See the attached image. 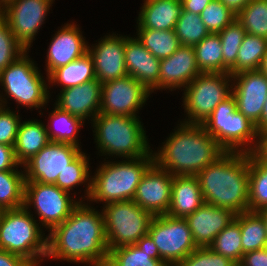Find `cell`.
<instances>
[{
  "instance_id": "4fadbf2b",
  "label": "cell",
  "mask_w": 267,
  "mask_h": 266,
  "mask_svg": "<svg viewBox=\"0 0 267 266\" xmlns=\"http://www.w3.org/2000/svg\"><path fill=\"white\" fill-rule=\"evenodd\" d=\"M54 0H12L0 9L17 42L28 51Z\"/></svg>"
},
{
  "instance_id": "4dcf8cb0",
  "label": "cell",
  "mask_w": 267,
  "mask_h": 266,
  "mask_svg": "<svg viewBox=\"0 0 267 266\" xmlns=\"http://www.w3.org/2000/svg\"><path fill=\"white\" fill-rule=\"evenodd\" d=\"M193 48L201 73H223V48L218 34L210 33Z\"/></svg>"
},
{
  "instance_id": "3957f363",
  "label": "cell",
  "mask_w": 267,
  "mask_h": 266,
  "mask_svg": "<svg viewBox=\"0 0 267 266\" xmlns=\"http://www.w3.org/2000/svg\"><path fill=\"white\" fill-rule=\"evenodd\" d=\"M164 143L153 153L154 163L173 176H196L225 152L198 124L181 122Z\"/></svg>"
},
{
  "instance_id": "f907efd6",
  "label": "cell",
  "mask_w": 267,
  "mask_h": 266,
  "mask_svg": "<svg viewBox=\"0 0 267 266\" xmlns=\"http://www.w3.org/2000/svg\"><path fill=\"white\" fill-rule=\"evenodd\" d=\"M227 8L237 15L251 0H220Z\"/></svg>"
},
{
  "instance_id": "44dd1931",
  "label": "cell",
  "mask_w": 267,
  "mask_h": 266,
  "mask_svg": "<svg viewBox=\"0 0 267 266\" xmlns=\"http://www.w3.org/2000/svg\"><path fill=\"white\" fill-rule=\"evenodd\" d=\"M199 74L193 46H180L169 57L160 59L159 89L185 88Z\"/></svg>"
},
{
  "instance_id": "603a6c76",
  "label": "cell",
  "mask_w": 267,
  "mask_h": 266,
  "mask_svg": "<svg viewBox=\"0 0 267 266\" xmlns=\"http://www.w3.org/2000/svg\"><path fill=\"white\" fill-rule=\"evenodd\" d=\"M125 67L149 92L159 89L160 59L148 51L137 37H125Z\"/></svg>"
},
{
  "instance_id": "83f0119b",
  "label": "cell",
  "mask_w": 267,
  "mask_h": 266,
  "mask_svg": "<svg viewBox=\"0 0 267 266\" xmlns=\"http://www.w3.org/2000/svg\"><path fill=\"white\" fill-rule=\"evenodd\" d=\"M47 77L49 84L63 85L62 90L94 80L96 77L92 57L87 52L81 58L53 70Z\"/></svg>"
},
{
  "instance_id": "ab89813d",
  "label": "cell",
  "mask_w": 267,
  "mask_h": 266,
  "mask_svg": "<svg viewBox=\"0 0 267 266\" xmlns=\"http://www.w3.org/2000/svg\"><path fill=\"white\" fill-rule=\"evenodd\" d=\"M218 35L223 48V73H229V70L236 64L238 51L246 31L241 23L234 19Z\"/></svg>"
},
{
  "instance_id": "ba28073f",
  "label": "cell",
  "mask_w": 267,
  "mask_h": 266,
  "mask_svg": "<svg viewBox=\"0 0 267 266\" xmlns=\"http://www.w3.org/2000/svg\"><path fill=\"white\" fill-rule=\"evenodd\" d=\"M102 214L108 250L135 244L148 234L153 218L134 200L104 204Z\"/></svg>"
},
{
  "instance_id": "f5cc1de1",
  "label": "cell",
  "mask_w": 267,
  "mask_h": 266,
  "mask_svg": "<svg viewBox=\"0 0 267 266\" xmlns=\"http://www.w3.org/2000/svg\"><path fill=\"white\" fill-rule=\"evenodd\" d=\"M259 70L265 75V77L267 78V51L265 53V55L263 56V60L262 63L260 65Z\"/></svg>"
},
{
  "instance_id": "7c38bea8",
  "label": "cell",
  "mask_w": 267,
  "mask_h": 266,
  "mask_svg": "<svg viewBox=\"0 0 267 266\" xmlns=\"http://www.w3.org/2000/svg\"><path fill=\"white\" fill-rule=\"evenodd\" d=\"M69 195V192L55 184L25 182L23 206L29 209L31 204L34 205L39 223L51 231L55 226L63 223L79 203Z\"/></svg>"
},
{
  "instance_id": "8d00e7d4",
  "label": "cell",
  "mask_w": 267,
  "mask_h": 266,
  "mask_svg": "<svg viewBox=\"0 0 267 266\" xmlns=\"http://www.w3.org/2000/svg\"><path fill=\"white\" fill-rule=\"evenodd\" d=\"M236 19L246 33L267 39V0H251Z\"/></svg>"
},
{
  "instance_id": "2e32d148",
  "label": "cell",
  "mask_w": 267,
  "mask_h": 266,
  "mask_svg": "<svg viewBox=\"0 0 267 266\" xmlns=\"http://www.w3.org/2000/svg\"><path fill=\"white\" fill-rule=\"evenodd\" d=\"M174 176L153 163L142 176L133 200L152 216L167 214Z\"/></svg>"
},
{
  "instance_id": "7a4b0ae2",
  "label": "cell",
  "mask_w": 267,
  "mask_h": 266,
  "mask_svg": "<svg viewBox=\"0 0 267 266\" xmlns=\"http://www.w3.org/2000/svg\"><path fill=\"white\" fill-rule=\"evenodd\" d=\"M196 177L205 203L235 214L249 211V153L224 152Z\"/></svg>"
},
{
  "instance_id": "6da1fadb",
  "label": "cell",
  "mask_w": 267,
  "mask_h": 266,
  "mask_svg": "<svg viewBox=\"0 0 267 266\" xmlns=\"http://www.w3.org/2000/svg\"><path fill=\"white\" fill-rule=\"evenodd\" d=\"M79 201L71 215L47 236V256L75 263L106 266L108 245L102 211Z\"/></svg>"
},
{
  "instance_id": "d6a6232c",
  "label": "cell",
  "mask_w": 267,
  "mask_h": 266,
  "mask_svg": "<svg viewBox=\"0 0 267 266\" xmlns=\"http://www.w3.org/2000/svg\"><path fill=\"white\" fill-rule=\"evenodd\" d=\"M137 31V39L158 59L169 57L181 46L174 30L137 29Z\"/></svg>"
},
{
  "instance_id": "d6986e66",
  "label": "cell",
  "mask_w": 267,
  "mask_h": 266,
  "mask_svg": "<svg viewBox=\"0 0 267 266\" xmlns=\"http://www.w3.org/2000/svg\"><path fill=\"white\" fill-rule=\"evenodd\" d=\"M236 214L227 209L204 203L185 219L197 247H209L215 237L233 220Z\"/></svg>"
},
{
  "instance_id": "bcb514c9",
  "label": "cell",
  "mask_w": 267,
  "mask_h": 266,
  "mask_svg": "<svg viewBox=\"0 0 267 266\" xmlns=\"http://www.w3.org/2000/svg\"><path fill=\"white\" fill-rule=\"evenodd\" d=\"M256 143L250 154L259 162L267 164V129L257 132Z\"/></svg>"
},
{
  "instance_id": "d590c367",
  "label": "cell",
  "mask_w": 267,
  "mask_h": 266,
  "mask_svg": "<svg viewBox=\"0 0 267 266\" xmlns=\"http://www.w3.org/2000/svg\"><path fill=\"white\" fill-rule=\"evenodd\" d=\"M215 253L230 258L239 264L243 257L242 237L239 222L234 219L226 226L214 239L209 246Z\"/></svg>"
},
{
  "instance_id": "d4e9b609",
  "label": "cell",
  "mask_w": 267,
  "mask_h": 266,
  "mask_svg": "<svg viewBox=\"0 0 267 266\" xmlns=\"http://www.w3.org/2000/svg\"><path fill=\"white\" fill-rule=\"evenodd\" d=\"M182 11L181 0H144L138 29L174 30Z\"/></svg>"
},
{
  "instance_id": "e0dca14e",
  "label": "cell",
  "mask_w": 267,
  "mask_h": 266,
  "mask_svg": "<svg viewBox=\"0 0 267 266\" xmlns=\"http://www.w3.org/2000/svg\"><path fill=\"white\" fill-rule=\"evenodd\" d=\"M232 79L236 81L230 88L237 110L256 124L267 98V78L260 70H251L232 75Z\"/></svg>"
},
{
  "instance_id": "8992f818",
  "label": "cell",
  "mask_w": 267,
  "mask_h": 266,
  "mask_svg": "<svg viewBox=\"0 0 267 266\" xmlns=\"http://www.w3.org/2000/svg\"><path fill=\"white\" fill-rule=\"evenodd\" d=\"M24 206L0 211V249L23 257L32 266L47 256V237ZM39 259V260H38Z\"/></svg>"
},
{
  "instance_id": "7402d4cb",
  "label": "cell",
  "mask_w": 267,
  "mask_h": 266,
  "mask_svg": "<svg viewBox=\"0 0 267 266\" xmlns=\"http://www.w3.org/2000/svg\"><path fill=\"white\" fill-rule=\"evenodd\" d=\"M61 28L53 36L47 51V76L53 70L81 58L88 52V44L74 22Z\"/></svg>"
},
{
  "instance_id": "f6af8a7d",
  "label": "cell",
  "mask_w": 267,
  "mask_h": 266,
  "mask_svg": "<svg viewBox=\"0 0 267 266\" xmlns=\"http://www.w3.org/2000/svg\"><path fill=\"white\" fill-rule=\"evenodd\" d=\"M20 166L16 161L14 148L12 146L0 144V171L15 170Z\"/></svg>"
},
{
  "instance_id": "836d02e7",
  "label": "cell",
  "mask_w": 267,
  "mask_h": 266,
  "mask_svg": "<svg viewBox=\"0 0 267 266\" xmlns=\"http://www.w3.org/2000/svg\"><path fill=\"white\" fill-rule=\"evenodd\" d=\"M24 170L0 171V211L24 205Z\"/></svg>"
},
{
  "instance_id": "52a82bcc",
  "label": "cell",
  "mask_w": 267,
  "mask_h": 266,
  "mask_svg": "<svg viewBox=\"0 0 267 266\" xmlns=\"http://www.w3.org/2000/svg\"><path fill=\"white\" fill-rule=\"evenodd\" d=\"M202 126L225 152L250 153L255 146L256 125L237 110L232 95L213 110Z\"/></svg>"
},
{
  "instance_id": "ac0fdd59",
  "label": "cell",
  "mask_w": 267,
  "mask_h": 266,
  "mask_svg": "<svg viewBox=\"0 0 267 266\" xmlns=\"http://www.w3.org/2000/svg\"><path fill=\"white\" fill-rule=\"evenodd\" d=\"M125 37L105 36L88 53L92 57L95 77L102 84L128 75L125 67Z\"/></svg>"
},
{
  "instance_id": "c3c4849f",
  "label": "cell",
  "mask_w": 267,
  "mask_h": 266,
  "mask_svg": "<svg viewBox=\"0 0 267 266\" xmlns=\"http://www.w3.org/2000/svg\"><path fill=\"white\" fill-rule=\"evenodd\" d=\"M0 266H32L23 257L0 249Z\"/></svg>"
},
{
  "instance_id": "ffe728a7",
  "label": "cell",
  "mask_w": 267,
  "mask_h": 266,
  "mask_svg": "<svg viewBox=\"0 0 267 266\" xmlns=\"http://www.w3.org/2000/svg\"><path fill=\"white\" fill-rule=\"evenodd\" d=\"M102 83L97 79L60 91L56 107L83 121L100 113Z\"/></svg>"
},
{
  "instance_id": "60d3db41",
  "label": "cell",
  "mask_w": 267,
  "mask_h": 266,
  "mask_svg": "<svg viewBox=\"0 0 267 266\" xmlns=\"http://www.w3.org/2000/svg\"><path fill=\"white\" fill-rule=\"evenodd\" d=\"M200 17L209 32L214 34H218L236 19V15L220 0H212L201 12Z\"/></svg>"
},
{
  "instance_id": "f546056e",
  "label": "cell",
  "mask_w": 267,
  "mask_h": 266,
  "mask_svg": "<svg viewBox=\"0 0 267 266\" xmlns=\"http://www.w3.org/2000/svg\"><path fill=\"white\" fill-rule=\"evenodd\" d=\"M267 51V39L246 33L238 51L236 64L229 70L235 75L243 71L259 70Z\"/></svg>"
},
{
  "instance_id": "cb8c5ba5",
  "label": "cell",
  "mask_w": 267,
  "mask_h": 266,
  "mask_svg": "<svg viewBox=\"0 0 267 266\" xmlns=\"http://www.w3.org/2000/svg\"><path fill=\"white\" fill-rule=\"evenodd\" d=\"M106 266H167L159 255L158 248L147 234L133 245L109 250Z\"/></svg>"
},
{
  "instance_id": "9c48e42d",
  "label": "cell",
  "mask_w": 267,
  "mask_h": 266,
  "mask_svg": "<svg viewBox=\"0 0 267 266\" xmlns=\"http://www.w3.org/2000/svg\"><path fill=\"white\" fill-rule=\"evenodd\" d=\"M27 51L20 55L0 72V84L8 97L17 103L36 109L48 103L49 89L38 67L27 56ZM48 99V100H47Z\"/></svg>"
},
{
  "instance_id": "7dc6e473",
  "label": "cell",
  "mask_w": 267,
  "mask_h": 266,
  "mask_svg": "<svg viewBox=\"0 0 267 266\" xmlns=\"http://www.w3.org/2000/svg\"><path fill=\"white\" fill-rule=\"evenodd\" d=\"M240 266H267V247L243 255Z\"/></svg>"
},
{
  "instance_id": "ee69618b",
  "label": "cell",
  "mask_w": 267,
  "mask_h": 266,
  "mask_svg": "<svg viewBox=\"0 0 267 266\" xmlns=\"http://www.w3.org/2000/svg\"><path fill=\"white\" fill-rule=\"evenodd\" d=\"M1 98L2 96H0V144L14 147L21 118L16 111H11L10 107L6 109V99Z\"/></svg>"
},
{
  "instance_id": "816d5d0a",
  "label": "cell",
  "mask_w": 267,
  "mask_h": 266,
  "mask_svg": "<svg viewBox=\"0 0 267 266\" xmlns=\"http://www.w3.org/2000/svg\"><path fill=\"white\" fill-rule=\"evenodd\" d=\"M257 131L267 129V98L263 106L260 120L255 124Z\"/></svg>"
},
{
  "instance_id": "5b68a950",
  "label": "cell",
  "mask_w": 267,
  "mask_h": 266,
  "mask_svg": "<svg viewBox=\"0 0 267 266\" xmlns=\"http://www.w3.org/2000/svg\"><path fill=\"white\" fill-rule=\"evenodd\" d=\"M153 163L154 156L104 162L91 178L89 201L133 200L142 176Z\"/></svg>"
},
{
  "instance_id": "1f68e13d",
  "label": "cell",
  "mask_w": 267,
  "mask_h": 266,
  "mask_svg": "<svg viewBox=\"0 0 267 266\" xmlns=\"http://www.w3.org/2000/svg\"><path fill=\"white\" fill-rule=\"evenodd\" d=\"M54 107V111L52 110L49 117L51 123L57 128H51V126L46 127L50 141L72 144L80 147L77 135L84 121L79 117L60 110L56 106ZM51 129H54V131Z\"/></svg>"
},
{
  "instance_id": "8fae6325",
  "label": "cell",
  "mask_w": 267,
  "mask_h": 266,
  "mask_svg": "<svg viewBox=\"0 0 267 266\" xmlns=\"http://www.w3.org/2000/svg\"><path fill=\"white\" fill-rule=\"evenodd\" d=\"M148 235L167 266H177L197 248L185 218H175L167 214L153 216Z\"/></svg>"
},
{
  "instance_id": "b9f144b4",
  "label": "cell",
  "mask_w": 267,
  "mask_h": 266,
  "mask_svg": "<svg viewBox=\"0 0 267 266\" xmlns=\"http://www.w3.org/2000/svg\"><path fill=\"white\" fill-rule=\"evenodd\" d=\"M25 51L17 42L6 20L0 15V72Z\"/></svg>"
},
{
  "instance_id": "681fc988",
  "label": "cell",
  "mask_w": 267,
  "mask_h": 266,
  "mask_svg": "<svg viewBox=\"0 0 267 266\" xmlns=\"http://www.w3.org/2000/svg\"><path fill=\"white\" fill-rule=\"evenodd\" d=\"M212 0H181L183 10L200 15Z\"/></svg>"
},
{
  "instance_id": "e575fe53",
  "label": "cell",
  "mask_w": 267,
  "mask_h": 266,
  "mask_svg": "<svg viewBox=\"0 0 267 266\" xmlns=\"http://www.w3.org/2000/svg\"><path fill=\"white\" fill-rule=\"evenodd\" d=\"M267 208V164L249 153V211Z\"/></svg>"
},
{
  "instance_id": "f1b7e54d",
  "label": "cell",
  "mask_w": 267,
  "mask_h": 266,
  "mask_svg": "<svg viewBox=\"0 0 267 266\" xmlns=\"http://www.w3.org/2000/svg\"><path fill=\"white\" fill-rule=\"evenodd\" d=\"M235 219L240 224L243 255L267 247L265 223L257 212H242Z\"/></svg>"
},
{
  "instance_id": "74e56055",
  "label": "cell",
  "mask_w": 267,
  "mask_h": 266,
  "mask_svg": "<svg viewBox=\"0 0 267 266\" xmlns=\"http://www.w3.org/2000/svg\"><path fill=\"white\" fill-rule=\"evenodd\" d=\"M181 46H195L210 34L200 15L183 10L174 28Z\"/></svg>"
},
{
  "instance_id": "277c9868",
  "label": "cell",
  "mask_w": 267,
  "mask_h": 266,
  "mask_svg": "<svg viewBox=\"0 0 267 266\" xmlns=\"http://www.w3.org/2000/svg\"><path fill=\"white\" fill-rule=\"evenodd\" d=\"M91 121L100 153L124 159L153 156L138 117L99 113Z\"/></svg>"
},
{
  "instance_id": "4316f807",
  "label": "cell",
  "mask_w": 267,
  "mask_h": 266,
  "mask_svg": "<svg viewBox=\"0 0 267 266\" xmlns=\"http://www.w3.org/2000/svg\"><path fill=\"white\" fill-rule=\"evenodd\" d=\"M47 126L38 120L20 122L13 148L16 161L21 167L51 142L47 133Z\"/></svg>"
},
{
  "instance_id": "7bdbcfd3",
  "label": "cell",
  "mask_w": 267,
  "mask_h": 266,
  "mask_svg": "<svg viewBox=\"0 0 267 266\" xmlns=\"http://www.w3.org/2000/svg\"><path fill=\"white\" fill-rule=\"evenodd\" d=\"M230 258L215 253L209 247H197L177 266H235Z\"/></svg>"
},
{
  "instance_id": "5bb4252c",
  "label": "cell",
  "mask_w": 267,
  "mask_h": 266,
  "mask_svg": "<svg viewBox=\"0 0 267 266\" xmlns=\"http://www.w3.org/2000/svg\"><path fill=\"white\" fill-rule=\"evenodd\" d=\"M149 92L137 79L127 75L102 84L100 113L138 117Z\"/></svg>"
},
{
  "instance_id": "11a10c76",
  "label": "cell",
  "mask_w": 267,
  "mask_h": 266,
  "mask_svg": "<svg viewBox=\"0 0 267 266\" xmlns=\"http://www.w3.org/2000/svg\"><path fill=\"white\" fill-rule=\"evenodd\" d=\"M12 0H0V9L7 3L11 2Z\"/></svg>"
},
{
  "instance_id": "30bf717a",
  "label": "cell",
  "mask_w": 267,
  "mask_h": 266,
  "mask_svg": "<svg viewBox=\"0 0 267 266\" xmlns=\"http://www.w3.org/2000/svg\"><path fill=\"white\" fill-rule=\"evenodd\" d=\"M229 73H201L186 87L183 96L186 124L202 125L213 110L232 95Z\"/></svg>"
},
{
  "instance_id": "484cf974",
  "label": "cell",
  "mask_w": 267,
  "mask_h": 266,
  "mask_svg": "<svg viewBox=\"0 0 267 266\" xmlns=\"http://www.w3.org/2000/svg\"><path fill=\"white\" fill-rule=\"evenodd\" d=\"M205 203L196 176H174L167 215L186 218Z\"/></svg>"
},
{
  "instance_id": "9a60e30c",
  "label": "cell",
  "mask_w": 267,
  "mask_h": 266,
  "mask_svg": "<svg viewBox=\"0 0 267 266\" xmlns=\"http://www.w3.org/2000/svg\"><path fill=\"white\" fill-rule=\"evenodd\" d=\"M81 152L75 145L51 141L23 165L25 182L55 184L60 172Z\"/></svg>"
},
{
  "instance_id": "f35d334b",
  "label": "cell",
  "mask_w": 267,
  "mask_h": 266,
  "mask_svg": "<svg viewBox=\"0 0 267 266\" xmlns=\"http://www.w3.org/2000/svg\"><path fill=\"white\" fill-rule=\"evenodd\" d=\"M87 159L85 153L81 152L63 172H60L55 185L70 192L73 187L89 181L86 187V197L88 199L91 190V178L89 179V177L91 176L89 173V159Z\"/></svg>"
},
{
  "instance_id": "db71d44e",
  "label": "cell",
  "mask_w": 267,
  "mask_h": 266,
  "mask_svg": "<svg viewBox=\"0 0 267 266\" xmlns=\"http://www.w3.org/2000/svg\"><path fill=\"white\" fill-rule=\"evenodd\" d=\"M257 213L262 217L264 223H265V228L267 231V208L261 209L257 211Z\"/></svg>"
}]
</instances>
